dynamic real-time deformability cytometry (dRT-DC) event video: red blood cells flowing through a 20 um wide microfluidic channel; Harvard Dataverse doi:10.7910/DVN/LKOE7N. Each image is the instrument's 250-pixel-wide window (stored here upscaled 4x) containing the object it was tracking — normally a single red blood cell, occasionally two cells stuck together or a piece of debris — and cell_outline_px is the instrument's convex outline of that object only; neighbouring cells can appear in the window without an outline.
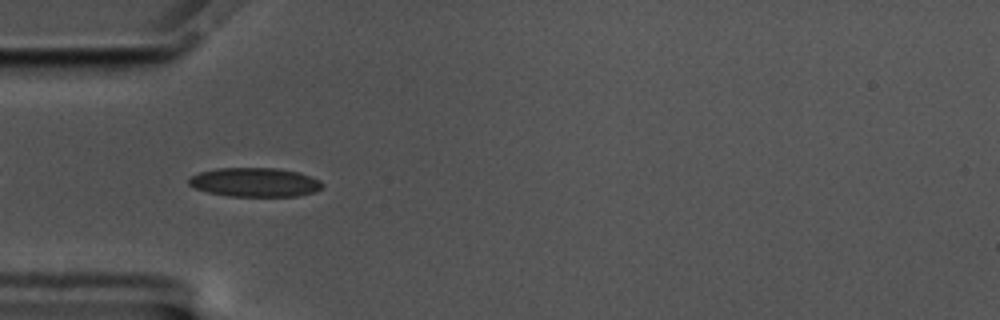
{"species": "common noctule bat (a hibernating species)", "species_latin": "Nyctalus noctula", "temperature_condition": "cold", "stored_images_in_passage": 57, "camera_frame_rate_fps": 3000, "um_per_image_px": 0.085, "animal": {"sex": "male", "body_mass_g": 17.5, "forearm_length_mm": 52.3}, "frame": {"image": 1, "passage_image": 17, "time_ms": 5.333, "image_size_px": [1000, 320], "cell_outline_px": [[324, 184], [320, 188], [312, 192], [296, 196], [228, 196], [208, 192], [196, 188], [188, 184], [188, 176], [200, 172], [216, 168], [276, 168], [300, 172], [320, 180]], "centroid_in_image_um": [21.63, 15.48], "position_along_channel_um": 63.4, "area_um2": 22.6}}
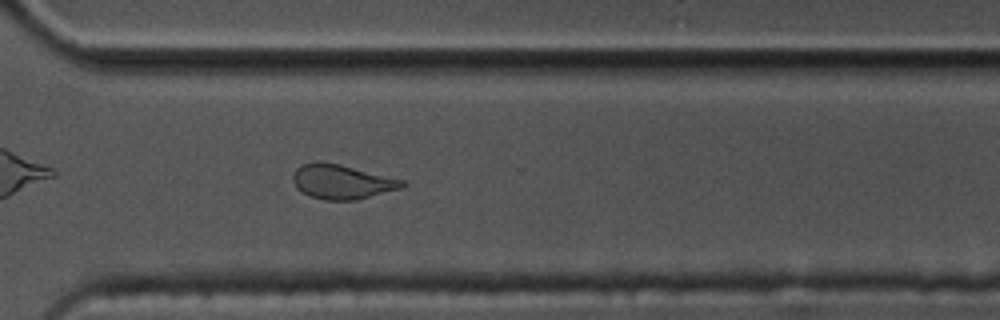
{"frame": {"image": 2, "passage_image": 41, "time_ms": 13.333, "image_size_px": [1000, 320], "cell_outline_px": [[408, 184], [404, 188], [356, 200], [324, 200], [312, 196], [296, 188], [292, 180], [292, 176], [296, 168], [300, 164], [316, 160], [320, 160], [340, 164], [404, 180]], "centroid_in_image_um": [29.06, 15.43], "position_along_channel_um": 341.5, "area_um2": 22.25}}
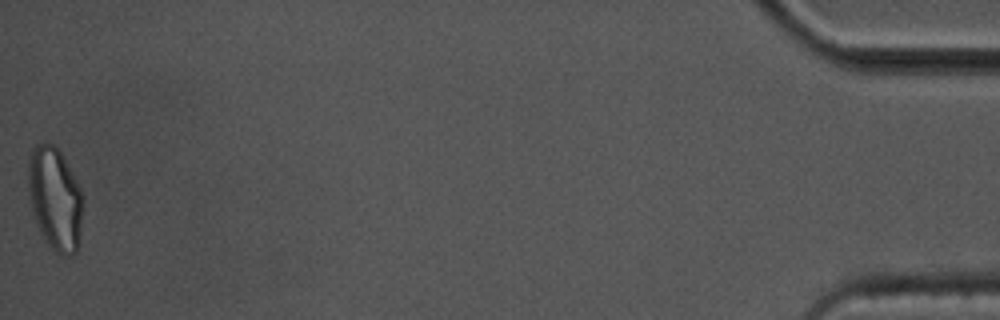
{"frame": {"image": 3, "passage_image": 57, "time_ms": 18.667, "image_size_px": [1000, 320], "cell_outline_px": [[84, 200], [80, 244], [76, 252], [72, 256], [64, 256], [56, 252], [52, 248], [36, 224], [32, 212], [28, 192], [28, 160], [32, 148], [36, 144], [44, 140], [52, 144], [60, 152], [72, 172], [80, 188]], "centroid_in_image_um": [4.69, 16.89], "position_along_channel_um": 430.5, "area_um2": 33.35}, "authors_computed_cell_mechanics": {"area_um2": 22.1952, "velocity_mm_per_s": 3.4905, "shape_relaxation_time_tau1_ms": 8.2881, "shape_relaxation_time_tau2_ms": 1.6526, "deformation_change_tau1": 0.1596, "deformation_change_tau2": 0.0887}}